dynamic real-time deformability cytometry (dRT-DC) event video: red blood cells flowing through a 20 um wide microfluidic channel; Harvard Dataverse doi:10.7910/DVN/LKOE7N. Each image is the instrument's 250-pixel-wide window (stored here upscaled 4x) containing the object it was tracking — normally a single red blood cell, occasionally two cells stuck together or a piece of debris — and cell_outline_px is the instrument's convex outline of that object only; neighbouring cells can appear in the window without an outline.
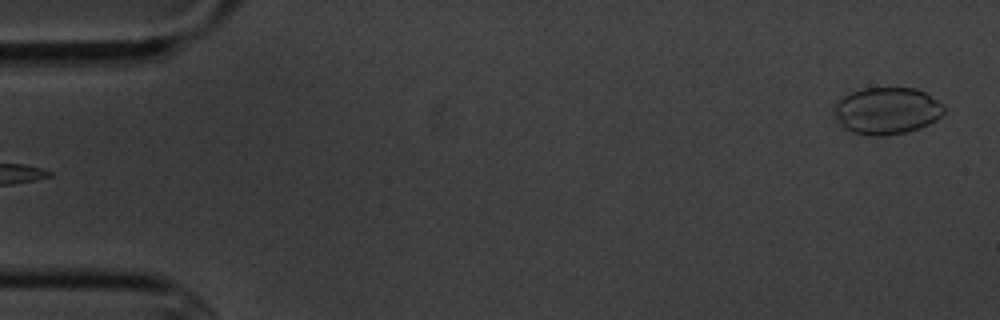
{"species": "common noctule bat (a hibernating species)", "species_latin": "Nyctalus noctula", "temperature_condition": "cold", "stored_images_in_passage": 3, "segment_of_instrument_passage": [2, 2], "camera_frame_rate_fps": 3000, "um_per_image_px": 0.085, "animal": {"sex": "male", "body_mass_g": 20.1, "forearm_length_mm": 53.5}, "frame": {"image": 1, "passage_image": 3, "time_ms": 2.333, "image_size_px": [1000, 320], "cell_outline_px": [[944, 112], [936, 120], [920, 128], [904, 132], [880, 136], [872, 136], [852, 132], [844, 128], [836, 120], [832, 108], [832, 104], [844, 96], [852, 92], [864, 88], [916, 88], [924, 92], [944, 104]], "centroid_in_image_um": [75.35, 9.41], "position_along_channel_um": 9.7, "area_um2": 30.17}}